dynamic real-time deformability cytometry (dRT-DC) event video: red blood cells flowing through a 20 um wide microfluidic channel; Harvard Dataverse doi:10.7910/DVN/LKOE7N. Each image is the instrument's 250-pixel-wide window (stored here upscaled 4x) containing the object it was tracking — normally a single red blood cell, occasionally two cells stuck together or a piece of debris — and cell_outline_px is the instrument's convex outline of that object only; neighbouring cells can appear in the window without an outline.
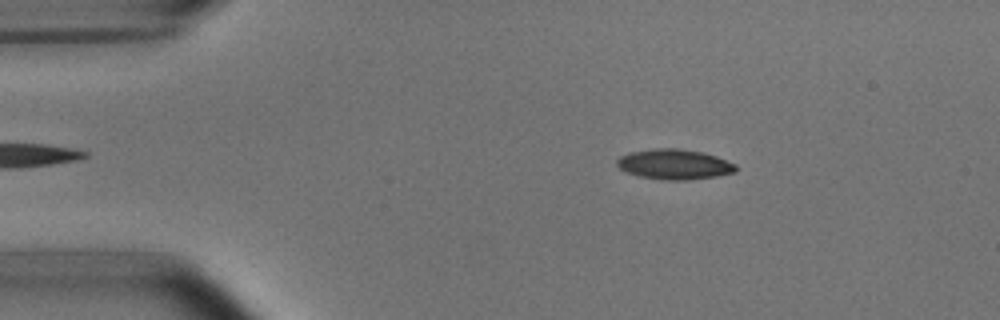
{"species": "common noctule bat (a hibernating species)", "species_latin": "Nyctalus noctula", "temperature_condition": "room temperature", "stored_images_in_passage": 49, "camera_frame_rate_fps": 3000, "um_per_image_px": 0.085, "animal": {"sex": "male", "body_mass_g": 15.6}, "frame": {"image": 1, "passage_image": 6, "time_ms": 1.667, "image_size_px": [1000, 320], "cell_outline_px": [[736, 172], [716, 176], [688, 180], [668, 180], [640, 176], [628, 172], [620, 168], [616, 164], [616, 160], [620, 156], [628, 152], [652, 148], [676, 148], [704, 152], [716, 156], [736, 164]], "centroid_in_image_um": [57.32, 13.95], "position_along_channel_um": 27.7, "area_um2": 20.92}}
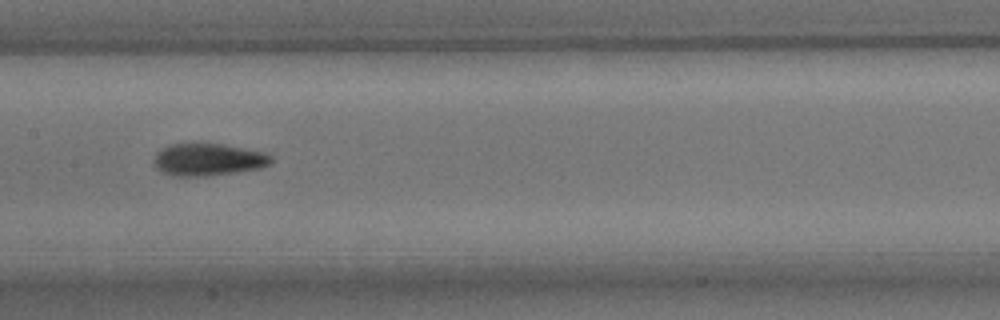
{"frame": {"image": 2, "passage_image": 23, "time_ms": 7.333, "image_size_px": [1000, 320], "cell_outline_px": [[272, 164], [260, 168], [236, 172], [208, 176], [172, 176], [160, 172], [152, 164], [152, 160], [156, 152], [160, 148], [168, 144], [224, 144], [264, 152], [272, 156]], "centroid_in_image_um": [17.64, 13.57], "position_along_channel_um": 189.8, "area_um2": 22.43}}
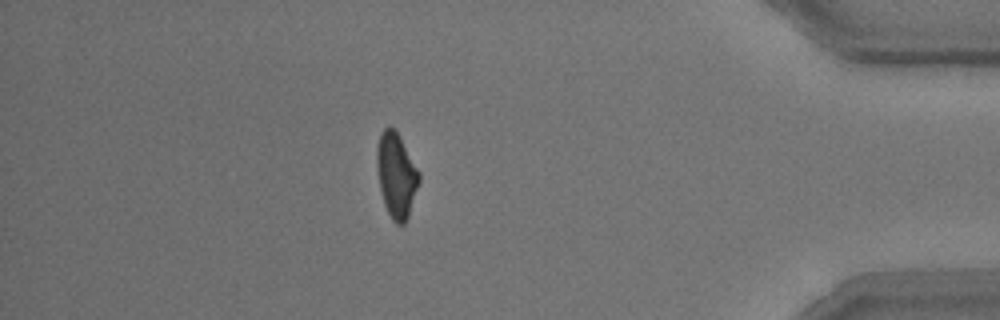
{"frame": {"image": 3, "passage_image": 43, "time_ms": 14.0, "image_size_px": [1000, 320], "cell_outline_px": [[420, 180], [408, 216], [404, 224], [396, 224], [392, 220], [384, 204], [380, 192], [376, 164], [376, 148], [380, 132], [388, 124], [400, 136], [420, 172]], "centroid_in_image_um": [33.67, 14.86], "position_along_channel_um": 401.5, "area_um2": 21.04}}